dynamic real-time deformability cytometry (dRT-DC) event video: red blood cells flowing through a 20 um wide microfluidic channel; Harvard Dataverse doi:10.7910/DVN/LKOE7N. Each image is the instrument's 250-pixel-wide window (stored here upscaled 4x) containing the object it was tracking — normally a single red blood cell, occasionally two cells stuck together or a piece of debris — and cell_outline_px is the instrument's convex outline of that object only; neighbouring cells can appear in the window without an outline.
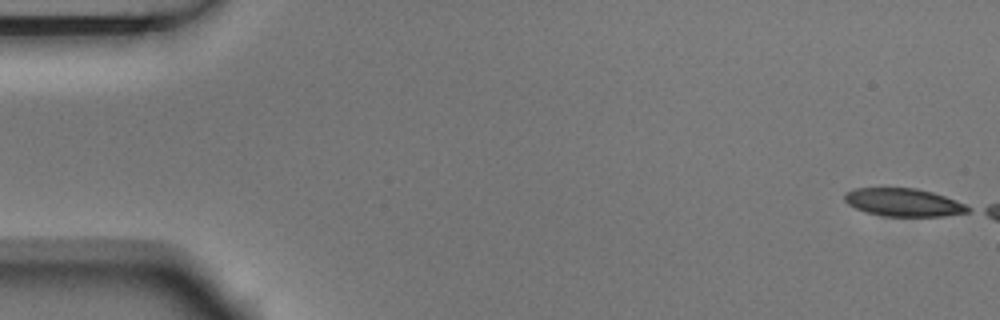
{"species": "Egyptian fruit bat (a non-hibernating species)", "species_latin": "Rousettus aegyptiacus", "temperature_condition": "room temperature", "stored_images_in_passage": 3, "camera_frame_rate_fps": 3000, "um_per_image_px": 0.085, "animal": {"sex": "male"}, "frame": {"image": 1, "passage_image": 1, "time_ms": 0.0, "image_size_px": [1000, 320], "cell_outline_px": [[972, 208], [968, 212], [944, 216], [884, 216], [864, 212], [848, 204], [844, 200], [844, 196], [848, 192], [856, 188], [916, 188], [932, 192], [944, 196], [964, 204]], "centroid_in_image_um": [76.79, 17.21], "position_along_channel_um": 8.2, "area_um2": 19.94}}